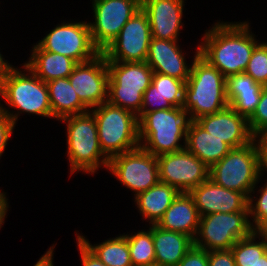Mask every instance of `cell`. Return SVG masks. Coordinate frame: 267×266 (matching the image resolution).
<instances>
[{"mask_svg": "<svg viewBox=\"0 0 267 266\" xmlns=\"http://www.w3.org/2000/svg\"><path fill=\"white\" fill-rule=\"evenodd\" d=\"M216 22L204 31L199 55L216 67L223 76L244 73L255 46L260 42L249 20Z\"/></svg>", "mask_w": 267, "mask_h": 266, "instance_id": "1", "label": "cell"}, {"mask_svg": "<svg viewBox=\"0 0 267 266\" xmlns=\"http://www.w3.org/2000/svg\"><path fill=\"white\" fill-rule=\"evenodd\" d=\"M0 108L16 125L23 114L54 119L47 83L37 77L24 63L21 67L16 66L0 82Z\"/></svg>", "mask_w": 267, "mask_h": 266, "instance_id": "2", "label": "cell"}, {"mask_svg": "<svg viewBox=\"0 0 267 266\" xmlns=\"http://www.w3.org/2000/svg\"><path fill=\"white\" fill-rule=\"evenodd\" d=\"M191 73L186 81L183 109L190 121L214 114L229 106L227 79L199 55V45L193 52Z\"/></svg>", "mask_w": 267, "mask_h": 266, "instance_id": "3", "label": "cell"}, {"mask_svg": "<svg viewBox=\"0 0 267 266\" xmlns=\"http://www.w3.org/2000/svg\"><path fill=\"white\" fill-rule=\"evenodd\" d=\"M66 126V152L69 162V174L79 172L92 176L98 174L100 168L107 170L109 159L102 152L99 140L96 118L89 110L60 120Z\"/></svg>", "mask_w": 267, "mask_h": 266, "instance_id": "4", "label": "cell"}, {"mask_svg": "<svg viewBox=\"0 0 267 266\" xmlns=\"http://www.w3.org/2000/svg\"><path fill=\"white\" fill-rule=\"evenodd\" d=\"M189 122L183 107L146 113L138 120L140 146L154 156L181 151Z\"/></svg>", "mask_w": 267, "mask_h": 266, "instance_id": "5", "label": "cell"}, {"mask_svg": "<svg viewBox=\"0 0 267 266\" xmlns=\"http://www.w3.org/2000/svg\"><path fill=\"white\" fill-rule=\"evenodd\" d=\"M90 111L96 118L100 148L108 159L140 146L136 114L108 102Z\"/></svg>", "mask_w": 267, "mask_h": 266, "instance_id": "6", "label": "cell"}, {"mask_svg": "<svg viewBox=\"0 0 267 266\" xmlns=\"http://www.w3.org/2000/svg\"><path fill=\"white\" fill-rule=\"evenodd\" d=\"M107 67V102L138 115L143 103V94L152 83L154 71L146 62L107 61Z\"/></svg>", "mask_w": 267, "mask_h": 266, "instance_id": "7", "label": "cell"}, {"mask_svg": "<svg viewBox=\"0 0 267 266\" xmlns=\"http://www.w3.org/2000/svg\"><path fill=\"white\" fill-rule=\"evenodd\" d=\"M209 178L216 184L243 193L247 198L260 180L259 155L255 141L232 148L209 170Z\"/></svg>", "mask_w": 267, "mask_h": 266, "instance_id": "8", "label": "cell"}, {"mask_svg": "<svg viewBox=\"0 0 267 266\" xmlns=\"http://www.w3.org/2000/svg\"><path fill=\"white\" fill-rule=\"evenodd\" d=\"M253 232L248 211L214 213L200 217L194 246L213 250H229Z\"/></svg>", "mask_w": 267, "mask_h": 266, "instance_id": "9", "label": "cell"}, {"mask_svg": "<svg viewBox=\"0 0 267 266\" xmlns=\"http://www.w3.org/2000/svg\"><path fill=\"white\" fill-rule=\"evenodd\" d=\"M74 20H61L36 44L42 50L67 56L77 63L95 58L101 52L93 43L88 21Z\"/></svg>", "mask_w": 267, "mask_h": 266, "instance_id": "10", "label": "cell"}, {"mask_svg": "<svg viewBox=\"0 0 267 266\" xmlns=\"http://www.w3.org/2000/svg\"><path fill=\"white\" fill-rule=\"evenodd\" d=\"M107 171L134 197L160 182L157 156L141 146L109 159Z\"/></svg>", "mask_w": 267, "mask_h": 266, "instance_id": "11", "label": "cell"}, {"mask_svg": "<svg viewBox=\"0 0 267 266\" xmlns=\"http://www.w3.org/2000/svg\"><path fill=\"white\" fill-rule=\"evenodd\" d=\"M93 17L89 20L94 45L102 52L119 34L127 21L141 9V0H90Z\"/></svg>", "mask_w": 267, "mask_h": 266, "instance_id": "12", "label": "cell"}, {"mask_svg": "<svg viewBox=\"0 0 267 266\" xmlns=\"http://www.w3.org/2000/svg\"><path fill=\"white\" fill-rule=\"evenodd\" d=\"M152 39L147 13L141 8L102 51L106 61L145 62Z\"/></svg>", "mask_w": 267, "mask_h": 266, "instance_id": "13", "label": "cell"}, {"mask_svg": "<svg viewBox=\"0 0 267 266\" xmlns=\"http://www.w3.org/2000/svg\"><path fill=\"white\" fill-rule=\"evenodd\" d=\"M160 182L179 192L189 193L209 178V170L200 159L186 148L157 156Z\"/></svg>", "mask_w": 267, "mask_h": 266, "instance_id": "14", "label": "cell"}, {"mask_svg": "<svg viewBox=\"0 0 267 266\" xmlns=\"http://www.w3.org/2000/svg\"><path fill=\"white\" fill-rule=\"evenodd\" d=\"M68 78L89 110L107 102L109 71L102 52L89 61L78 63Z\"/></svg>", "mask_w": 267, "mask_h": 266, "instance_id": "15", "label": "cell"}, {"mask_svg": "<svg viewBox=\"0 0 267 266\" xmlns=\"http://www.w3.org/2000/svg\"><path fill=\"white\" fill-rule=\"evenodd\" d=\"M187 0H141L147 13L152 38L179 41L184 30V10Z\"/></svg>", "mask_w": 267, "mask_h": 266, "instance_id": "16", "label": "cell"}, {"mask_svg": "<svg viewBox=\"0 0 267 266\" xmlns=\"http://www.w3.org/2000/svg\"><path fill=\"white\" fill-rule=\"evenodd\" d=\"M192 196L199 216L214 213H234L248 211V198L241 192L226 189L210 178L192 189Z\"/></svg>", "mask_w": 267, "mask_h": 266, "instance_id": "17", "label": "cell"}, {"mask_svg": "<svg viewBox=\"0 0 267 266\" xmlns=\"http://www.w3.org/2000/svg\"><path fill=\"white\" fill-rule=\"evenodd\" d=\"M195 121L231 148L245 146L254 140L248 119L237 113L231 106L214 114L201 116Z\"/></svg>", "mask_w": 267, "mask_h": 266, "instance_id": "18", "label": "cell"}, {"mask_svg": "<svg viewBox=\"0 0 267 266\" xmlns=\"http://www.w3.org/2000/svg\"><path fill=\"white\" fill-rule=\"evenodd\" d=\"M180 42L152 38L145 62L155 73L186 82L191 73L192 62L190 64L186 60L188 53L181 47L182 44L179 45Z\"/></svg>", "mask_w": 267, "mask_h": 266, "instance_id": "19", "label": "cell"}, {"mask_svg": "<svg viewBox=\"0 0 267 266\" xmlns=\"http://www.w3.org/2000/svg\"><path fill=\"white\" fill-rule=\"evenodd\" d=\"M199 221L200 216L192 196L180 192L156 225L165 230L186 234L194 240Z\"/></svg>", "mask_w": 267, "mask_h": 266, "instance_id": "20", "label": "cell"}, {"mask_svg": "<svg viewBox=\"0 0 267 266\" xmlns=\"http://www.w3.org/2000/svg\"><path fill=\"white\" fill-rule=\"evenodd\" d=\"M155 264L177 266L194 245V240L183 233L165 230L152 224Z\"/></svg>", "mask_w": 267, "mask_h": 266, "instance_id": "21", "label": "cell"}, {"mask_svg": "<svg viewBox=\"0 0 267 266\" xmlns=\"http://www.w3.org/2000/svg\"><path fill=\"white\" fill-rule=\"evenodd\" d=\"M185 148L209 168L232 149L222 139L208 133L196 121H190L188 124Z\"/></svg>", "mask_w": 267, "mask_h": 266, "instance_id": "22", "label": "cell"}, {"mask_svg": "<svg viewBox=\"0 0 267 266\" xmlns=\"http://www.w3.org/2000/svg\"><path fill=\"white\" fill-rule=\"evenodd\" d=\"M31 48L24 64L45 83L69 77L78 64L67 56L42 50L36 43Z\"/></svg>", "mask_w": 267, "mask_h": 266, "instance_id": "23", "label": "cell"}, {"mask_svg": "<svg viewBox=\"0 0 267 266\" xmlns=\"http://www.w3.org/2000/svg\"><path fill=\"white\" fill-rule=\"evenodd\" d=\"M180 192L166 183L159 182L148 190L133 197L138 213L142 216L143 222L157 224L163 217L165 211L170 207Z\"/></svg>", "mask_w": 267, "mask_h": 266, "instance_id": "24", "label": "cell"}, {"mask_svg": "<svg viewBox=\"0 0 267 266\" xmlns=\"http://www.w3.org/2000/svg\"><path fill=\"white\" fill-rule=\"evenodd\" d=\"M47 88L54 120L89 111L78 98L68 77L48 81Z\"/></svg>", "mask_w": 267, "mask_h": 266, "instance_id": "25", "label": "cell"}, {"mask_svg": "<svg viewBox=\"0 0 267 266\" xmlns=\"http://www.w3.org/2000/svg\"><path fill=\"white\" fill-rule=\"evenodd\" d=\"M84 245L106 266H133L127 238L123 234L105 239L100 243H90L85 234L75 231Z\"/></svg>", "mask_w": 267, "mask_h": 266, "instance_id": "26", "label": "cell"}, {"mask_svg": "<svg viewBox=\"0 0 267 266\" xmlns=\"http://www.w3.org/2000/svg\"><path fill=\"white\" fill-rule=\"evenodd\" d=\"M149 226V227H148ZM148 229L137 232L123 233L129 245L130 258L133 266H147L155 264V251L152 237V224Z\"/></svg>", "mask_w": 267, "mask_h": 266, "instance_id": "27", "label": "cell"}, {"mask_svg": "<svg viewBox=\"0 0 267 266\" xmlns=\"http://www.w3.org/2000/svg\"><path fill=\"white\" fill-rule=\"evenodd\" d=\"M236 266H255L259 258L267 252V234L252 232L239 239L231 248Z\"/></svg>", "mask_w": 267, "mask_h": 266, "instance_id": "28", "label": "cell"}, {"mask_svg": "<svg viewBox=\"0 0 267 266\" xmlns=\"http://www.w3.org/2000/svg\"><path fill=\"white\" fill-rule=\"evenodd\" d=\"M259 183L263 184L258 186ZM248 213L253 232L267 234V180L264 178H260L249 195Z\"/></svg>", "mask_w": 267, "mask_h": 266, "instance_id": "29", "label": "cell"}, {"mask_svg": "<svg viewBox=\"0 0 267 266\" xmlns=\"http://www.w3.org/2000/svg\"><path fill=\"white\" fill-rule=\"evenodd\" d=\"M152 84L173 107H183L186 82L178 78L153 73Z\"/></svg>", "mask_w": 267, "mask_h": 266, "instance_id": "30", "label": "cell"}, {"mask_svg": "<svg viewBox=\"0 0 267 266\" xmlns=\"http://www.w3.org/2000/svg\"><path fill=\"white\" fill-rule=\"evenodd\" d=\"M255 82L267 86V41H260L254 48L244 71Z\"/></svg>", "mask_w": 267, "mask_h": 266, "instance_id": "31", "label": "cell"}, {"mask_svg": "<svg viewBox=\"0 0 267 266\" xmlns=\"http://www.w3.org/2000/svg\"><path fill=\"white\" fill-rule=\"evenodd\" d=\"M263 87L246 73L232 75L226 82L227 100L230 102L238 93L262 92Z\"/></svg>", "mask_w": 267, "mask_h": 266, "instance_id": "32", "label": "cell"}, {"mask_svg": "<svg viewBox=\"0 0 267 266\" xmlns=\"http://www.w3.org/2000/svg\"><path fill=\"white\" fill-rule=\"evenodd\" d=\"M262 92L238 93L230 102L237 113L249 119L255 112L260 101Z\"/></svg>", "mask_w": 267, "mask_h": 266, "instance_id": "33", "label": "cell"}, {"mask_svg": "<svg viewBox=\"0 0 267 266\" xmlns=\"http://www.w3.org/2000/svg\"><path fill=\"white\" fill-rule=\"evenodd\" d=\"M168 108H173V106L169 101L161 96V94L157 91V87L151 83L143 94L142 107L140 113L137 115L138 120L146 113Z\"/></svg>", "mask_w": 267, "mask_h": 266, "instance_id": "34", "label": "cell"}, {"mask_svg": "<svg viewBox=\"0 0 267 266\" xmlns=\"http://www.w3.org/2000/svg\"><path fill=\"white\" fill-rule=\"evenodd\" d=\"M253 136L267 131V86L263 87L262 95L253 115L248 119Z\"/></svg>", "mask_w": 267, "mask_h": 266, "instance_id": "35", "label": "cell"}, {"mask_svg": "<svg viewBox=\"0 0 267 266\" xmlns=\"http://www.w3.org/2000/svg\"><path fill=\"white\" fill-rule=\"evenodd\" d=\"M16 123L11 117L0 108V160L5 153L6 147L9 144L13 131L15 130Z\"/></svg>", "mask_w": 267, "mask_h": 266, "instance_id": "36", "label": "cell"}, {"mask_svg": "<svg viewBox=\"0 0 267 266\" xmlns=\"http://www.w3.org/2000/svg\"><path fill=\"white\" fill-rule=\"evenodd\" d=\"M177 266H208V251L193 245Z\"/></svg>", "mask_w": 267, "mask_h": 266, "instance_id": "37", "label": "cell"}, {"mask_svg": "<svg viewBox=\"0 0 267 266\" xmlns=\"http://www.w3.org/2000/svg\"><path fill=\"white\" fill-rule=\"evenodd\" d=\"M254 141L256 143L259 155L260 178L263 179L265 177V180H267V131L254 136Z\"/></svg>", "mask_w": 267, "mask_h": 266, "instance_id": "38", "label": "cell"}, {"mask_svg": "<svg viewBox=\"0 0 267 266\" xmlns=\"http://www.w3.org/2000/svg\"><path fill=\"white\" fill-rule=\"evenodd\" d=\"M208 266H236L231 249L208 251Z\"/></svg>", "mask_w": 267, "mask_h": 266, "instance_id": "39", "label": "cell"}, {"mask_svg": "<svg viewBox=\"0 0 267 266\" xmlns=\"http://www.w3.org/2000/svg\"><path fill=\"white\" fill-rule=\"evenodd\" d=\"M77 250L79 251L80 261L82 266H106L101 262L95 254H93L84 243L76 237Z\"/></svg>", "mask_w": 267, "mask_h": 266, "instance_id": "40", "label": "cell"}, {"mask_svg": "<svg viewBox=\"0 0 267 266\" xmlns=\"http://www.w3.org/2000/svg\"><path fill=\"white\" fill-rule=\"evenodd\" d=\"M1 188V187H0ZM7 192L4 191V189H0V230L1 228L3 227V225H5V220L7 218V214H8V211L9 208H11L9 205L10 204V201H8L9 197H7Z\"/></svg>", "mask_w": 267, "mask_h": 266, "instance_id": "41", "label": "cell"}, {"mask_svg": "<svg viewBox=\"0 0 267 266\" xmlns=\"http://www.w3.org/2000/svg\"><path fill=\"white\" fill-rule=\"evenodd\" d=\"M57 243L52 244L47 251L41 257L38 259L36 263H34L33 266H55L54 265V250Z\"/></svg>", "mask_w": 267, "mask_h": 266, "instance_id": "42", "label": "cell"}, {"mask_svg": "<svg viewBox=\"0 0 267 266\" xmlns=\"http://www.w3.org/2000/svg\"><path fill=\"white\" fill-rule=\"evenodd\" d=\"M4 56L0 49V82L16 67Z\"/></svg>", "mask_w": 267, "mask_h": 266, "instance_id": "43", "label": "cell"}, {"mask_svg": "<svg viewBox=\"0 0 267 266\" xmlns=\"http://www.w3.org/2000/svg\"><path fill=\"white\" fill-rule=\"evenodd\" d=\"M255 266H267V252L259 258Z\"/></svg>", "mask_w": 267, "mask_h": 266, "instance_id": "44", "label": "cell"}, {"mask_svg": "<svg viewBox=\"0 0 267 266\" xmlns=\"http://www.w3.org/2000/svg\"><path fill=\"white\" fill-rule=\"evenodd\" d=\"M147 266H159V265H157V264H153V265H147Z\"/></svg>", "mask_w": 267, "mask_h": 266, "instance_id": "45", "label": "cell"}]
</instances>
